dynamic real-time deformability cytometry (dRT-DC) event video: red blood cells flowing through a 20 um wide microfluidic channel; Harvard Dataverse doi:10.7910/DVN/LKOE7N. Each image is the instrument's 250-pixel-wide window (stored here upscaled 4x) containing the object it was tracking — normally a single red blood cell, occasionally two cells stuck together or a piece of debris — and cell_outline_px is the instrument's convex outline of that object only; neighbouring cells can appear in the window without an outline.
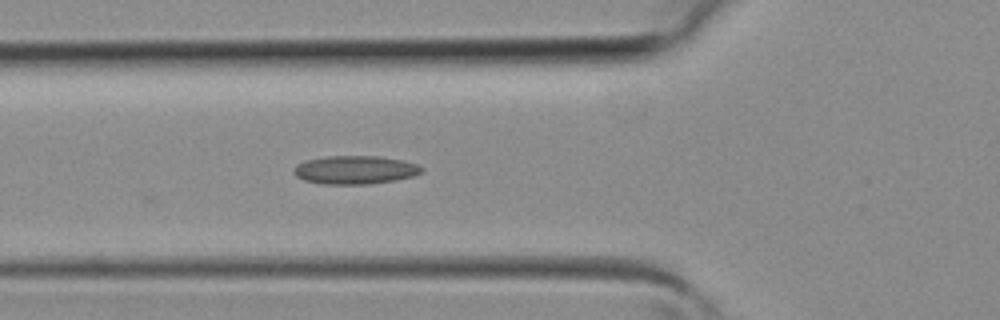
{"species": "common noctule bat (a hibernating species)", "species_latin": "Nyctalus noctula", "temperature_condition": "room temperature", "stored_images_in_passage": 21, "camera_frame_rate_fps": 3000, "um_per_image_px": 0.085, "animal": {"sex": "female", "body_mass_g": 19.3, "forearm_length_mm": 54.1}, "frame": {"image": 1, "passage_image": 2, "time_ms": 0.333, "image_size_px": [1000, 320], "cell_outline_px": [[424, 172], [412, 176], [396, 180], [372, 184], [324, 184], [304, 180], [296, 176], [292, 172], [296, 164], [308, 160], [324, 156], [380, 156], [400, 160], [416, 164], [424, 168]], "centroid_in_image_um": [30.18, 14.44], "position_along_channel_um": 95.6, "area_um2": 21.21}}
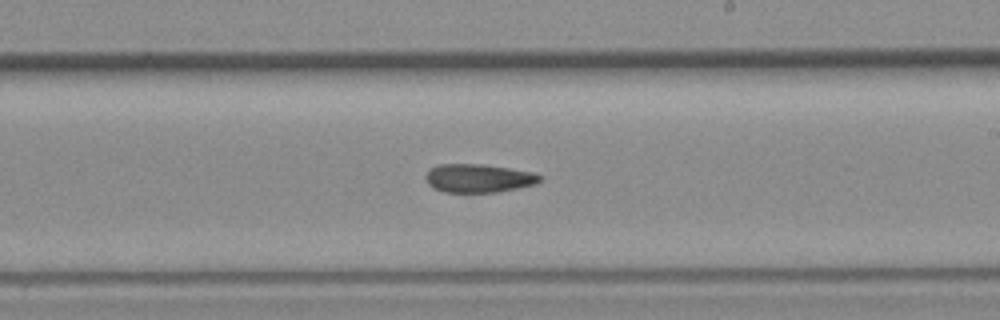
{"frame": {"image": 2, "passage_image": 11, "time_ms": 3.333, "image_size_px": [1000, 320], "cell_outline_px": [[544, 180], [536, 184], [496, 192], [444, 192], [432, 188], [428, 184], [428, 172], [432, 168], [440, 164], [480, 164], [508, 168], [532, 172], [544, 176]], "centroid_in_image_um": [40.74, 15.15], "position_along_channel_um": 248.3, "area_um2": 18.79}}
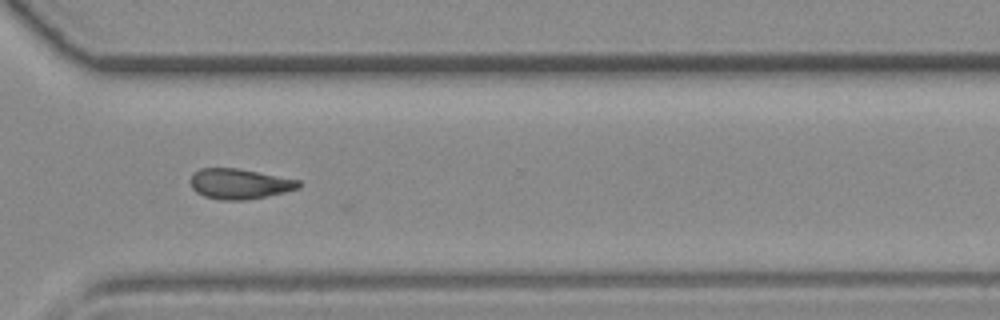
{"frame": {"image": 3, "passage_image": 17, "time_ms": 5.333, "image_size_px": [1000, 320], "cell_outline_px": [[300, 188], [268, 196], [244, 200], [220, 200], [204, 196], [196, 192], [192, 188], [192, 172], [200, 168], [236, 168], [300, 180]], "centroid_in_image_um": [20.35, 15.63], "position_along_channel_um": 350.2, "area_um2": 19.02}}